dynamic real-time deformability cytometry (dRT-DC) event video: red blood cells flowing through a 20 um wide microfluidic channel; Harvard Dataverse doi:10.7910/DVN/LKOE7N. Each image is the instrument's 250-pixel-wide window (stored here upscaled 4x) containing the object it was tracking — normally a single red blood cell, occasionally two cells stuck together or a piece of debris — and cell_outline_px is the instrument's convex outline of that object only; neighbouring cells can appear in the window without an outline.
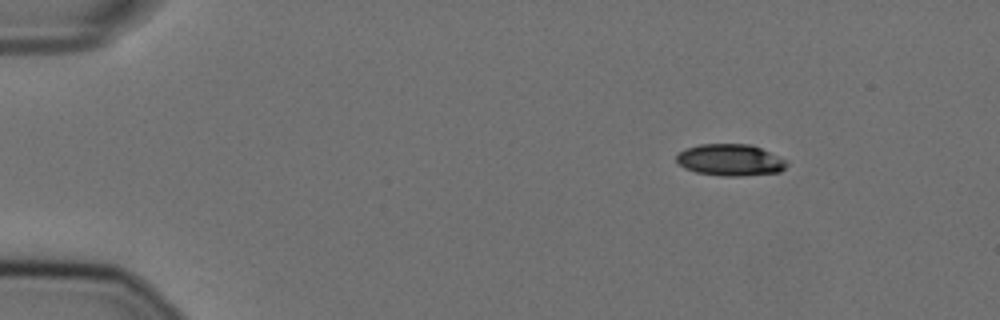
{"species": "Egyptian fruit bat (a non-hibernating species)", "species_latin": "Rousettus aegyptiacus", "temperature_condition": "cold", "stored_images_in_passage": 41, "camera_frame_rate_fps": 3000, "um_per_image_px": 0.085, "animal": {"sex": "female"}, "frame": {"image": 1, "passage_image": 1, "time_ms": 0.0, "image_size_px": [1000, 320], "cell_outline_px": [[788, 164], [780, 172], [744, 176], [724, 176], [696, 172], [684, 168], [676, 160], [676, 156], [684, 148], [700, 144], [752, 144], [788, 160]], "centroid_in_image_um": [62.09, 13.59], "position_along_channel_um": 22.9, "area_um2": 20.52}}
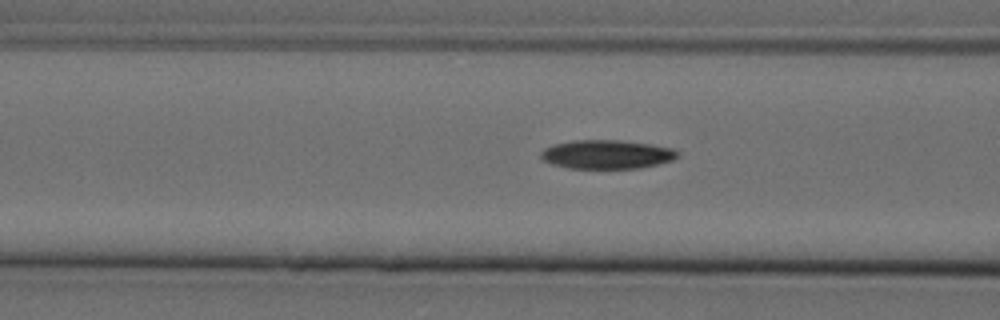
{"frame": {"image": 2, "passage_image": 16, "time_ms": 5.0, "image_size_px": [1000, 320], "cell_outline_px": [[680, 156], [672, 160], [640, 168], [568, 168], [552, 164], [544, 160], [540, 156], [540, 152], [544, 148], [552, 144], [572, 140], [620, 140], [652, 144], [676, 148], [680, 152]], "centroid_in_image_um": [51.6, 13.11], "position_along_channel_um": 115.0, "area_um2": 23.24}}
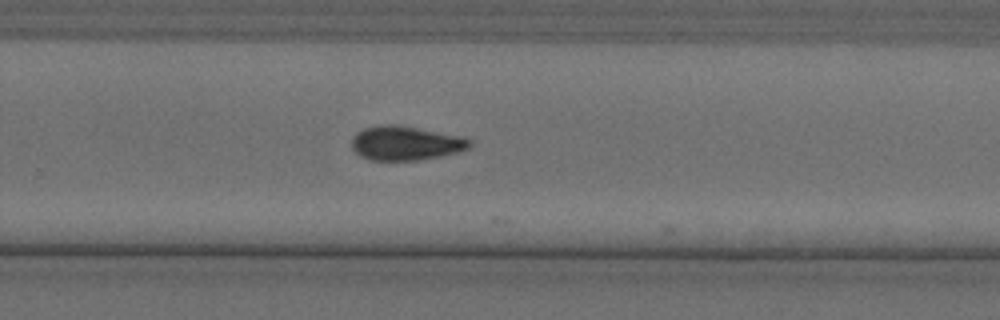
{"frame": {"image": 3, "passage_image": 31, "time_ms": 10.0, "image_size_px": [1000, 320], "cell_outline_px": [[472, 144], [468, 148], [460, 152], [420, 160], [368, 160], [360, 156], [352, 148], [352, 136], [356, 132], [364, 128], [380, 124], [396, 124], [464, 136], [472, 140]], "centroid_in_image_um": [34.49, 12.16], "position_along_channel_um": 295.3, "area_um2": 23.87}, "authors_computed_cell_mechanics": {"area_um2": 23.12, "velocity_mm_per_s": 3.6257, "shape_relaxation_time_tau1_ms": 5.6004, "shape_relaxation_time_tau2_ms": null, "deformation_change_tau1": 0.1581, "deformation_change_tau2": null}}